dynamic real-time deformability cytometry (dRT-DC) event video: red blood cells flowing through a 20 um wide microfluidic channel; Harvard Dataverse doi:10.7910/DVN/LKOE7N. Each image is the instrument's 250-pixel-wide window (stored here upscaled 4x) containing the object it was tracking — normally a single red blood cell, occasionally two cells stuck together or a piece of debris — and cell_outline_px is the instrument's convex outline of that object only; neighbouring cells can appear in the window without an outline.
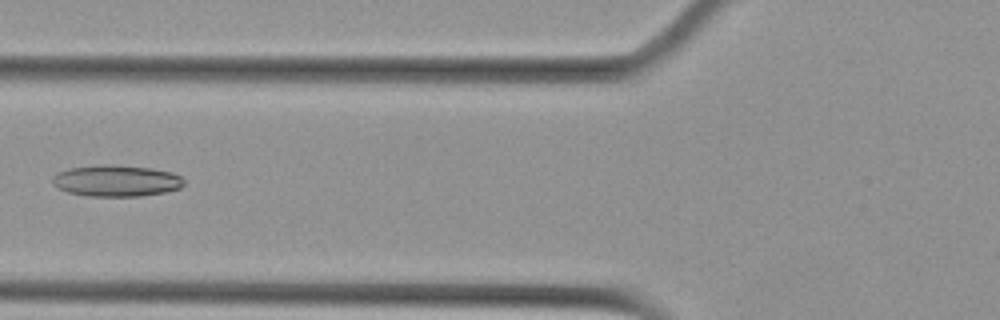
{"species": "Egyptian fruit bat (a non-hibernating species)", "species_latin": "Rousettus aegyptiacus", "temperature_condition": "cold", "stored_images_in_passage": 7, "camera_frame_rate_fps": 3000, "um_per_image_px": 0.085, "animal": {"sex": "female"}, "frame": {"image": 1, "passage_image": 2, "time_ms": 0.333, "image_size_px": [1000, 320], "cell_outline_px": [[184, 184], [180, 188], [164, 192], [140, 196], [88, 196], [68, 192], [56, 188], [52, 184], [52, 176], [56, 172], [68, 168], [100, 164], [112, 164], [152, 168], [172, 172], [180, 176], [184, 180]], "centroid_in_image_um": [9.84, 15.35], "position_along_channel_um": 116.0, "area_um2": 24.39}}
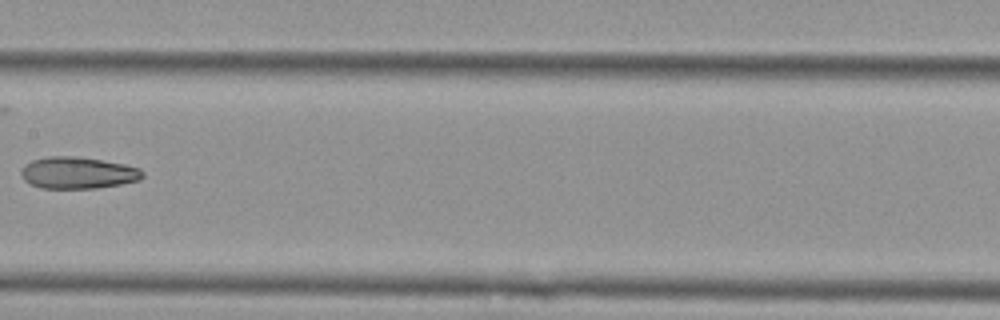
{"frame": {"image": 2, "passage_image": 4, "time_ms": 1.0, "image_size_px": [1000, 320], "cell_outline_px": [[144, 176], [140, 180], [120, 184], [96, 188], [40, 188], [24, 180], [20, 172], [24, 164], [32, 160], [48, 156], [76, 156], [124, 164], [140, 168], [144, 172]], "centroid_in_image_um": [6.62, 14.68], "position_along_channel_um": 200.8, "area_um2": 22.48}}
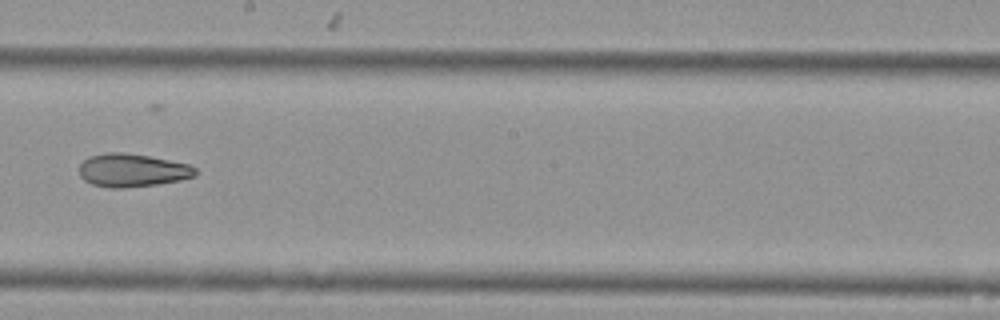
{"frame": {"image": 3, "passage_image": 5, "time_ms": 1.333, "image_size_px": [1000, 320], "cell_outline_px": [[196, 176], [180, 180], [156, 184], [124, 188], [108, 188], [92, 184], [84, 180], [80, 176], [80, 164], [88, 156], [104, 152], [120, 152], [148, 156], [188, 164], [196, 168]], "centroid_in_image_um": [11.21, 14.47], "position_along_channel_um": 237.0, "area_um2": 22.43}}